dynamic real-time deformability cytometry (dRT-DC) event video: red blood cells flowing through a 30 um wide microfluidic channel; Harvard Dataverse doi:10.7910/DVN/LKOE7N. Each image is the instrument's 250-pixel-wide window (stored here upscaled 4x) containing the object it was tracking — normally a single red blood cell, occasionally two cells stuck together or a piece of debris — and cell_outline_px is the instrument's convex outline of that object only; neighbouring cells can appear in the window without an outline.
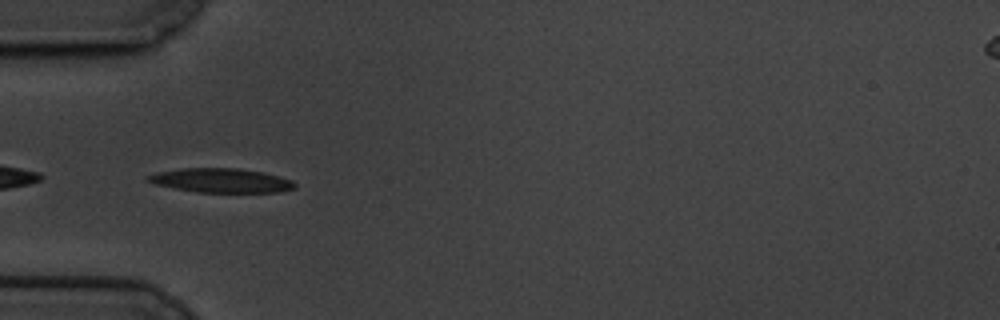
{"species": "common noctule bat (a hibernating species)", "species_latin": "Nyctalus noctula", "temperature_condition": "cold", "stored_images_in_passage": 34, "camera_frame_rate_fps": 3000, "um_per_image_px": 0.085, "animal": {"sex": "male", "body_mass_g": 19.5, "forearm_length_mm": 54.6}, "frame": {"image": 1, "passage_image": 1, "time_ms": 0.0, "image_size_px": [1000, 320], "cell_outline_px": [[296, 188], [280, 192], [196, 192], [156, 184], [144, 180], [144, 176], [156, 172], [184, 168], [240, 168], [280, 176], [292, 180], [296, 184]], "centroid_in_image_um": [18.78, 15.33], "position_along_channel_um": 66.2, "area_um2": 20.75}}
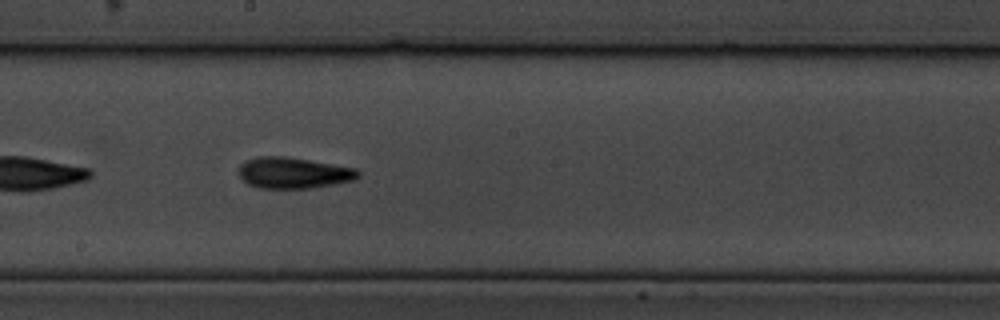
{"frame": {"image": 2, "passage_image": 15, "time_ms": 4.667, "image_size_px": [1000, 320], "cell_outline_px": [[360, 176], [356, 180], [312, 188], [260, 188], [248, 184], [240, 176], [240, 164], [248, 160], [260, 156], [284, 156], [356, 168], [360, 172]], "centroid_in_image_um": [24.98, 14.7], "position_along_channel_um": 223.2, "area_um2": 21.5}}
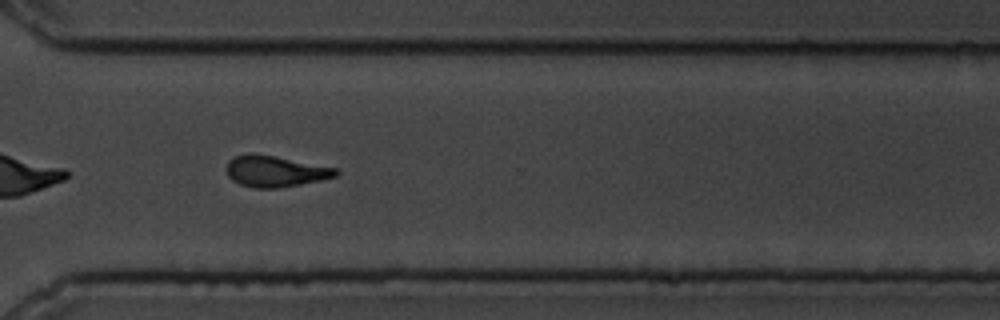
{"frame": {"image": 3, "passage_image": 26, "time_ms": 8.333, "image_size_px": [1000, 320], "cell_outline_px": [[340, 172], [336, 176], [320, 180], [280, 188], [252, 188], [240, 184], [232, 180], [228, 176], [224, 168], [228, 160], [236, 156], [248, 152], [252, 152], [336, 168]], "centroid_in_image_um": [23.32, 14.56], "position_along_channel_um": 347.3, "area_um2": 19.94}, "authors_computed_cell_mechanics": {"area_um2": 20.3745, "velocity_mm_per_s": 3.3826, "shape_relaxation_time_tau1_ms": 3.7053, "shape_relaxation_time_tau2_ms": 5.1129, "deformation_change_tau1": 0.1579, "deformation_change_tau2": 0.1125}}